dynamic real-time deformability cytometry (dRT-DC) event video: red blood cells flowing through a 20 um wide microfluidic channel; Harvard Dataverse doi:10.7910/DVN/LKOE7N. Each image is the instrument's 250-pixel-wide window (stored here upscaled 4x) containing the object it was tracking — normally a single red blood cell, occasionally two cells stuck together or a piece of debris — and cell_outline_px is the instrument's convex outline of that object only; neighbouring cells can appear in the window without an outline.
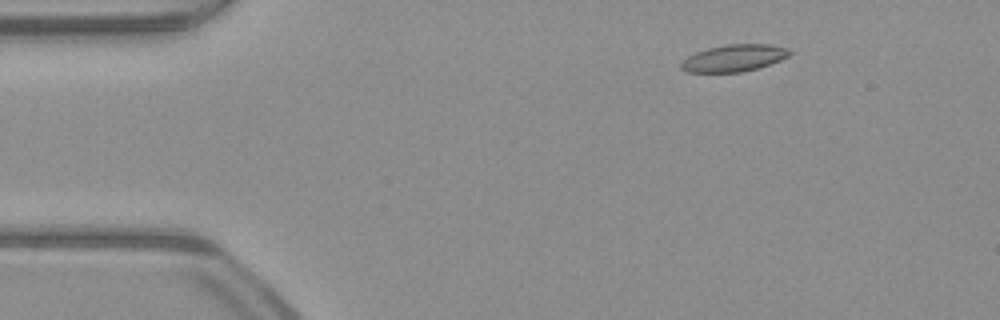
{"species": "common noctule bat (a hibernating species)", "species_latin": "Nyctalus noctula", "temperature_condition": "warm", "stored_images_in_passage": 51, "camera_frame_rate_fps": 3000, "um_per_image_px": 0.085, "animal": {"sex": "male", "body_mass_g": 23.1, "forearm_length_mm": 52.7}, "frame": {"image": 1, "passage_image": 7, "time_ms": 2.0, "image_size_px": [1000, 320], "cell_outline_px": [[792, 52], [788, 56], [780, 60], [756, 68], [740, 72], [688, 72], [680, 68], [680, 64], [688, 56], [696, 52], [708, 48], [728, 44], [768, 44], [788, 48]], "centroid_in_image_um": [62.38, 4.93], "position_along_channel_um": 22.6, "area_um2": 16.82}}
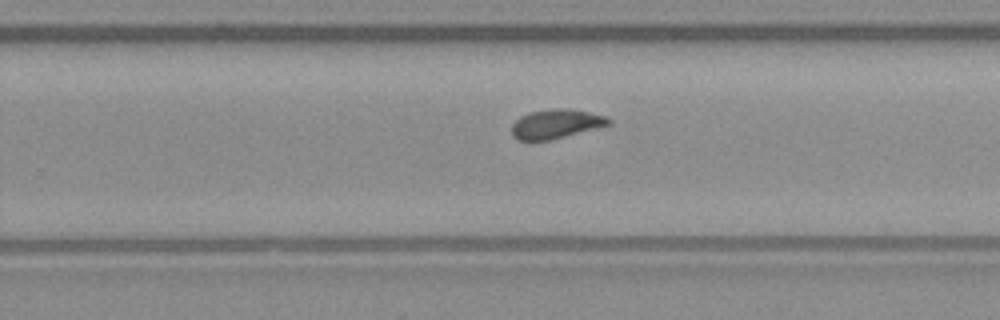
{"frame": {"image": 2, "passage_image": 32, "time_ms": 10.333, "image_size_px": [1000, 320], "cell_outline_px": [[612, 124], [552, 140], [532, 144], [516, 140], [512, 136], [512, 124], [520, 116], [528, 112], [552, 108], [568, 108], [588, 112], [604, 116], [612, 120]], "centroid_in_image_um": [47.19, 10.57], "position_along_channel_um": 282.6, "area_um2": 17.17}}
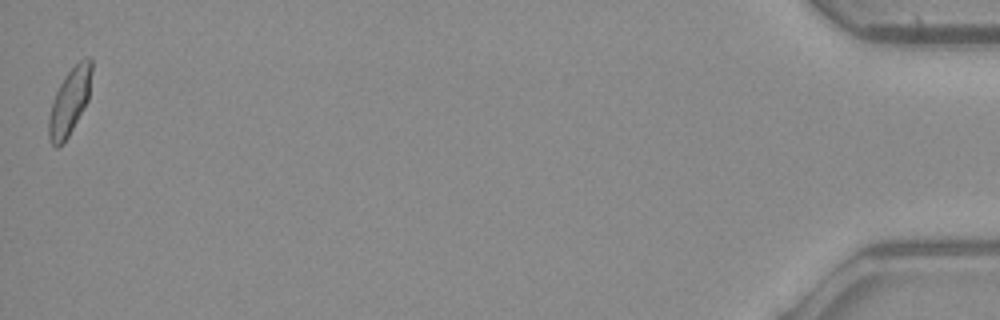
{"frame": {"image": 3, "passage_image": 51, "time_ms": 16.667, "image_size_px": [1000, 320], "cell_outline_px": [[92, 72], [88, 100], [84, 108], [68, 136], [56, 148], [48, 140], [48, 116], [52, 100], [64, 76], [80, 60], [88, 56], [92, 60]], "centroid_in_image_um": [5.91, 8.61], "position_along_channel_um": 429.3, "area_um2": 16.59}, "authors_computed_cell_mechanics": {"area_um2": 16.6464, "velocity_mm_per_s": 3.9972, "shape_relaxation_time_tau1_ms": null, "shape_relaxation_time_tau2_ms": 2.3128, "deformation_change_tau1": null, "deformation_change_tau2": 0.1024}}